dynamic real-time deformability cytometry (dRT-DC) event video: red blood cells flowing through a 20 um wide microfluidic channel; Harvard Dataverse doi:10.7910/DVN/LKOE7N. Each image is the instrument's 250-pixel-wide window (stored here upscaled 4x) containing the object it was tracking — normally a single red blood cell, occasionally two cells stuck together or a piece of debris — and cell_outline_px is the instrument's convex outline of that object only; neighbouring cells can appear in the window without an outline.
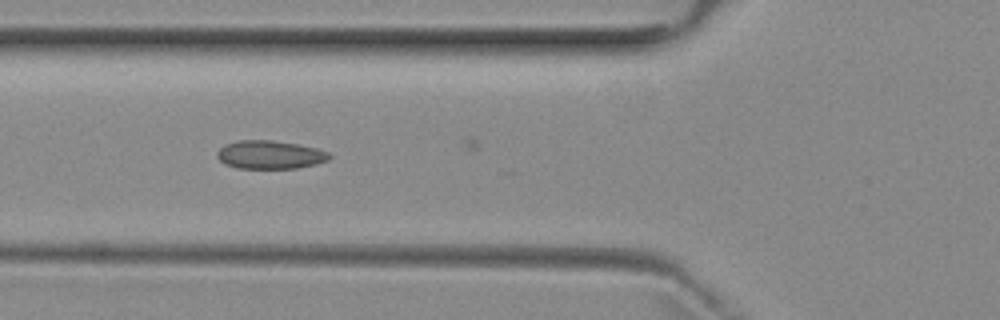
{"species": "common noctule bat (a hibernating species)", "species_latin": "Nyctalus noctula", "temperature_condition": "room temperature", "stored_images_in_passage": 5, "camera_frame_rate_fps": 3000, "um_per_image_px": 0.085, "animal": {"sex": "female", "body_mass_g": 29.2, "forearm_length_mm": 56.3}, "frame": {"image": 1, "passage_image": 4, "time_ms": 3.333, "image_size_px": [1000, 320], "cell_outline_px": [[332, 156], [328, 160], [316, 164], [296, 168], [236, 168], [224, 164], [216, 156], [216, 152], [224, 144], [240, 140], [272, 140], [300, 144], [316, 148], [328, 152]], "centroid_in_image_um": [22.93, 13.14], "position_along_channel_um": 102.9, "area_um2": 18.67}}